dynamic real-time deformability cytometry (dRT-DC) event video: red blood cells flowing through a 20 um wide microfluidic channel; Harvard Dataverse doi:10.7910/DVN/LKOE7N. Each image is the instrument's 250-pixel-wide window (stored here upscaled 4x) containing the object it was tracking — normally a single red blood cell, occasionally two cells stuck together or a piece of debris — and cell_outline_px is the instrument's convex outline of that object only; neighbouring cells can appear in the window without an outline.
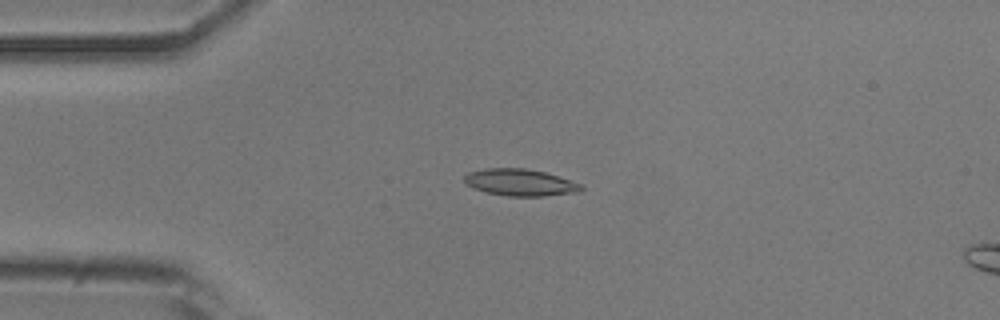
{"species": "common noctule bat (a hibernating species)", "species_latin": "Nyctalus noctula", "temperature_condition": "room temperature", "stored_images_in_passage": 5, "camera_frame_rate_fps": 3000, "um_per_image_px": 0.085, "animal": {"sex": "male", "body_mass_g": 20.5, "forearm_length_mm": 52.5}, "frame": {"image": 1, "passage_image": 1, "time_ms": 0.0, "image_size_px": [1000, 320], "cell_outline_px": [[584, 188], [580, 192], [540, 196], [508, 196], [484, 192], [464, 184], [464, 176], [468, 172], [484, 168], [524, 168], [544, 172], [584, 184]], "centroid_in_image_um": [44.2, 15.51], "position_along_channel_um": 40.8, "area_um2": 18.44}}